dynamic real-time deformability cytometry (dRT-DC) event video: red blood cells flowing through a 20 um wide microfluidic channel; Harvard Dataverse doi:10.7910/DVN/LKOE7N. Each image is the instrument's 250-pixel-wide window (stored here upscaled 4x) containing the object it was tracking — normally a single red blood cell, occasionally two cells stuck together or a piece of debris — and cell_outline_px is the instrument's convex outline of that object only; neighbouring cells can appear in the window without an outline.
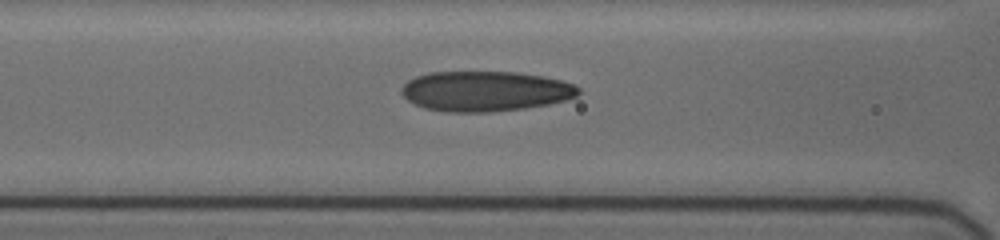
{"species": "human", "species_latin": "Homo sapiens", "temperature_condition": "cold", "stored_images_in_passage": 5, "camera_frame_rate_fps": 3000, "um_per_image_px": 0.085, "donor": {"sex": "female"}, "frame": {"image": 1, "passage_image": 5, "time_ms": 3.667, "image_size_px": [1000, 240], "cell_outline_px": [[580, 92], [576, 96], [564, 100], [548, 104], [524, 108], [488, 112], [444, 112], [424, 108], [412, 104], [400, 92], [400, 88], [408, 80], [416, 76], [428, 72], [516, 72], [540, 76], [560, 80], [572, 84], [580, 88]], "centroid_in_image_um": [41.18, 7.75], "position_along_channel_um": 125.4, "area_um2": 41.44}}